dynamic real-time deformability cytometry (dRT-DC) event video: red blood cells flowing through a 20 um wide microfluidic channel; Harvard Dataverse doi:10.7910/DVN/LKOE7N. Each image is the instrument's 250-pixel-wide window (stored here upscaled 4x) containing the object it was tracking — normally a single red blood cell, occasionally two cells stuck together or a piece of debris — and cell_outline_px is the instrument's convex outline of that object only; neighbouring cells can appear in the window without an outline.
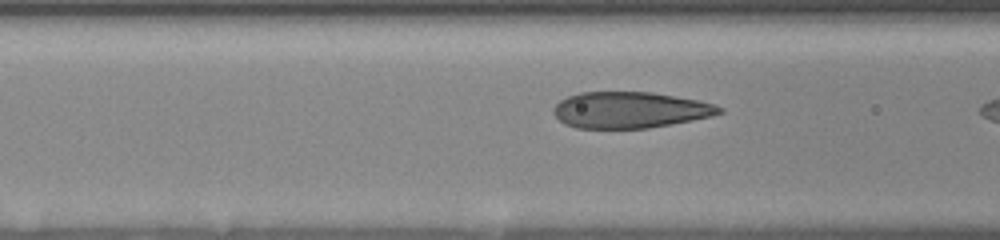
{"species": "human", "species_latin": "Homo sapiens", "temperature_condition": "room temperature", "stored_images_in_passage": 25, "camera_frame_rate_fps": 3000, "um_per_image_px": 0.085, "donor": {"sex": "female"}, "frame": {"image": 1, "passage_image": 21, "time_ms": 5.0, "image_size_px": [1000, 240], "cell_outline_px": [[724, 112], [712, 116], [692, 120], [648, 128], [576, 128], [564, 124], [552, 112], [552, 108], [560, 100], [568, 96], [580, 92], [652, 92], [696, 100], [716, 104], [724, 108]], "centroid_in_image_um": [53.54, 9.35], "position_along_channel_um": 113.1, "area_um2": 35.03}}